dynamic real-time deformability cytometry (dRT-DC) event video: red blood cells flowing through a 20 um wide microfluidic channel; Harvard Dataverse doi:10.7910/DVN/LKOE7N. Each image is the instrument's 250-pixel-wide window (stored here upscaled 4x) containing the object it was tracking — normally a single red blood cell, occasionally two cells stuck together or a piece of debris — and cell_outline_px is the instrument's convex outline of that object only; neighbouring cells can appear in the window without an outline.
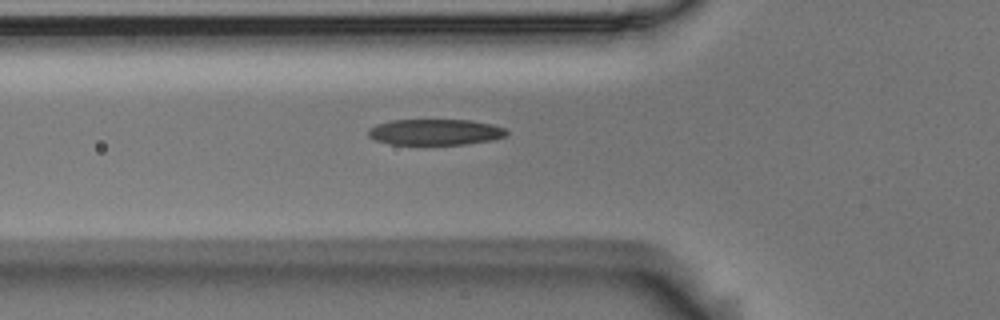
{"species": "Egyptian fruit bat (a non-hibernating species)", "species_latin": "Rousettus aegyptiacus", "temperature_condition": "room temperature", "stored_images_in_passage": 3, "camera_frame_rate_fps": 3000, "um_per_image_px": 0.085, "animal": {"sex": "male"}, "frame": {"image": 1, "passage_image": 3, "time_ms": 0.667, "image_size_px": [1000, 320], "cell_outline_px": [[508, 132], [504, 136], [492, 140], [464, 144], [388, 144], [376, 140], [368, 136], [368, 128], [376, 124], [392, 120], [472, 120], [492, 124], [504, 128]], "centroid_in_image_um": [36.97, 11.22], "position_along_channel_um": 88.8, "area_um2": 20.87}}